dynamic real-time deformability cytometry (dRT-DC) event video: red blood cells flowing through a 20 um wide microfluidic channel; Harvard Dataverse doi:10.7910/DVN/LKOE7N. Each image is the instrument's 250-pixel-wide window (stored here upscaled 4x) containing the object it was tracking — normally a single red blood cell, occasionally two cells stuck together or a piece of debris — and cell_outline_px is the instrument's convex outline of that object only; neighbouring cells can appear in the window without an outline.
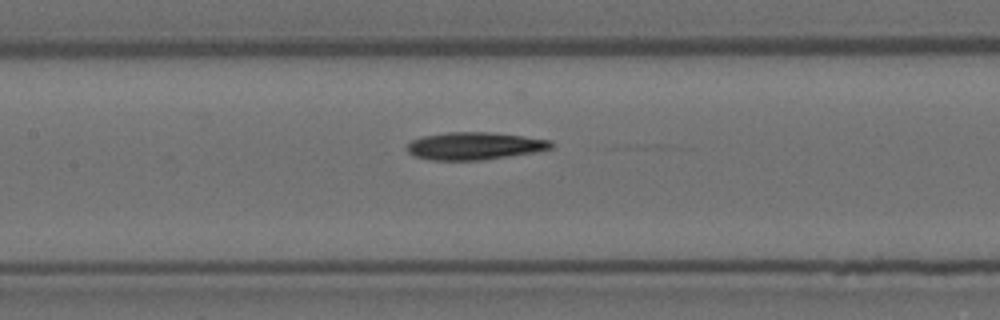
{"species": "Egyptian fruit bat (a non-hibernating species)", "species_latin": "Rousettus aegyptiacus", "temperature_condition": "room temperature", "stored_images_in_passage": 10, "camera_frame_rate_fps": 3000, "um_per_image_px": 0.085, "animal": {"sex": "female"}, "frame": {"image": 1, "passage_image": 9, "time_ms": 2.667, "image_size_px": [1000, 320], "cell_outline_px": [[552, 148], [532, 152], [480, 160], [432, 160], [416, 156], [408, 152], [408, 144], [412, 140], [420, 136], [448, 132], [492, 132], [524, 136], [552, 140]], "centroid_in_image_um": [40.32, 12.39], "position_along_channel_um": 167.1, "area_um2": 22.89}}